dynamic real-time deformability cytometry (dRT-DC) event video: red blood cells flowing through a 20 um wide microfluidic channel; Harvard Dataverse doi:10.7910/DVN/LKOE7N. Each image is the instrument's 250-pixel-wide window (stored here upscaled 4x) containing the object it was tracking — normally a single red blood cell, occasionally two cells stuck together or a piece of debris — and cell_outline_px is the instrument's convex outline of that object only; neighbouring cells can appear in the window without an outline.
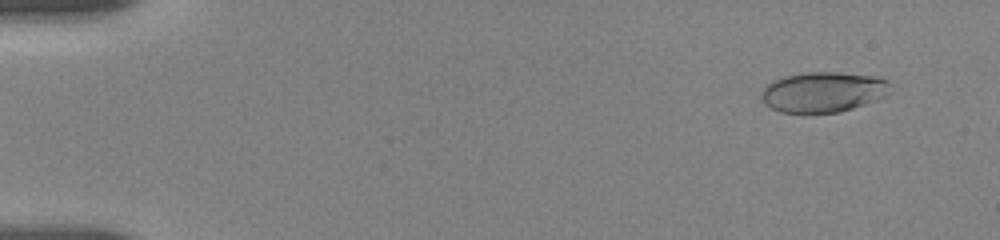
{"species": "human", "species_latin": "Homo sapiens", "temperature_condition": "room temperature", "stored_images_in_passage": 37, "camera_frame_rate_fps": 3000, "um_per_image_px": 0.085, "donor": {"sex": "female"}, "frame": {"image": 1, "passage_image": 3, "time_ms": 1.0, "image_size_px": [1000, 240], "cell_outline_px": [[888, 84], [884, 96], [876, 100], [840, 112], [780, 112], [764, 104], [760, 96], [760, 92], [768, 84], [784, 76], [804, 72], [836, 72], [872, 76], [888, 80]], "centroid_in_image_um": [69.9, 7.82], "position_along_channel_um": 15.1, "area_um2": 29.82}}
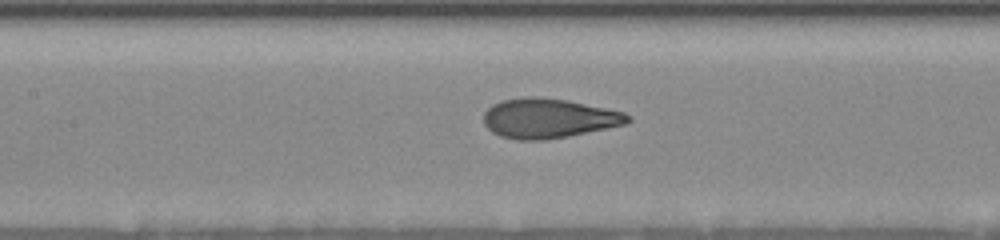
{"frame": {"image": 2, "passage_image": 18, "time_ms": 8.333, "image_size_px": [1000, 240], "cell_outline_px": [[632, 120], [628, 124], [568, 136], [544, 140], [516, 140], [500, 136], [492, 132], [484, 124], [484, 112], [492, 104], [500, 100], [528, 96], [536, 96], [564, 100], [624, 112], [632, 116]], "centroid_in_image_um": [46.62, 10.06], "position_along_channel_um": 160.8, "area_um2": 33.35}}
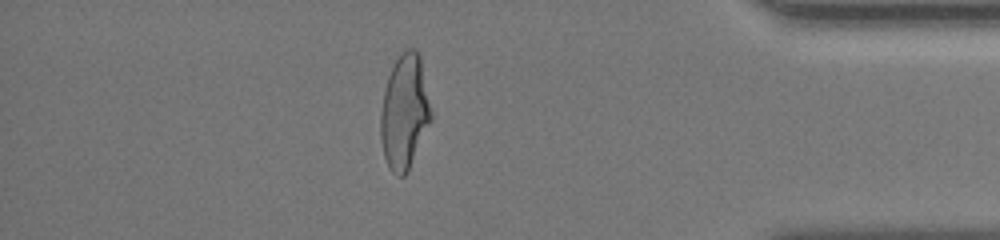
{"frame": {"image": 3, "passage_image": 32, "time_ms": 15.667, "image_size_px": [1000, 240], "cell_outline_px": [[432, 120], [408, 172], [404, 176], [396, 176], [392, 172], [384, 156], [380, 136], [380, 112], [384, 92], [388, 76], [396, 60], [408, 48], [412, 48], [420, 56], [432, 112]], "centroid_in_image_um": [34.39, 9.57], "position_along_channel_um": 400.8, "area_um2": 33.58}, "authors_computed_cell_mechanics": {"area_um2": 32.4836, "velocity_mm_per_s": 3.6797, "shape_relaxation_time_tau1_ms": 4.5446, "shape_relaxation_time_tau2_ms": null, "deformation_change_tau1": 0.1876, "deformation_change_tau2": null}}